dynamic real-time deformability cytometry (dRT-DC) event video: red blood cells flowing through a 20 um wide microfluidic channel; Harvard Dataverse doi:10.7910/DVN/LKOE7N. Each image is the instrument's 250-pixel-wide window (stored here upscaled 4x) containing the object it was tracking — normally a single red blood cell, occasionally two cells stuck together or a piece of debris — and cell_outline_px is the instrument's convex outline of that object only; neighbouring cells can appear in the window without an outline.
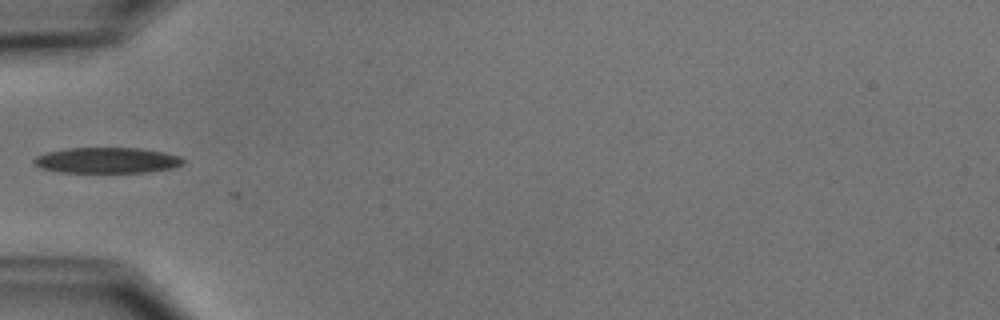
{"species": "common noctule bat (a hibernating species)", "species_latin": "Nyctalus noctula", "temperature_condition": "cold", "stored_images_in_passage": 5, "camera_frame_rate_fps": 3000, "um_per_image_px": 0.085, "animal": {"sex": "male", "body_mass_g": 15.6}, "frame": {"image": 1, "passage_image": 4, "time_ms": 4.667, "image_size_px": [1000, 320], "cell_outline_px": [[184, 164], [172, 168], [148, 172], [56, 172], [40, 168], [32, 160], [36, 156], [48, 152], [64, 148], [140, 148], [164, 152], [180, 156], [184, 160]], "centroid_in_image_um": [9.1, 13.63], "position_along_channel_um": 75.9, "area_um2": 22.43}}